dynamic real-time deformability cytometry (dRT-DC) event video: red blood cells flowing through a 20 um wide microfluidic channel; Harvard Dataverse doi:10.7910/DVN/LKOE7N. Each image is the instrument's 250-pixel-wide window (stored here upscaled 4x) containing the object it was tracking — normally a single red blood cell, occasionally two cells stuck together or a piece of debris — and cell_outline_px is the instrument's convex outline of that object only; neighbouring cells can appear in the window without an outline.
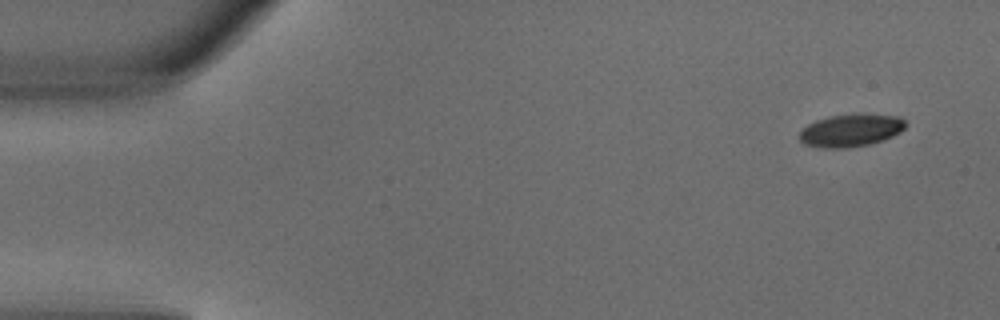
{"species": "common noctule bat (a hibernating species)", "species_latin": "Nyctalus noctula", "temperature_condition": "warm", "stored_images_in_passage": 4, "camera_frame_rate_fps": 3000, "um_per_image_px": 0.085, "animal": {"sex": "male", "body_mass_g": 18.8}, "frame": {"image": 1, "passage_image": 1, "time_ms": 0.0, "image_size_px": [1000, 320], "cell_outline_px": [[908, 124], [900, 132], [884, 140], [868, 144], [844, 148], [820, 148], [804, 144], [800, 140], [800, 132], [808, 124], [816, 120], [828, 116], [852, 112], [860, 112], [900, 116]], "centroid_in_image_um": [72.35, 11.04], "position_along_channel_um": 12.7, "area_um2": 20.69}}
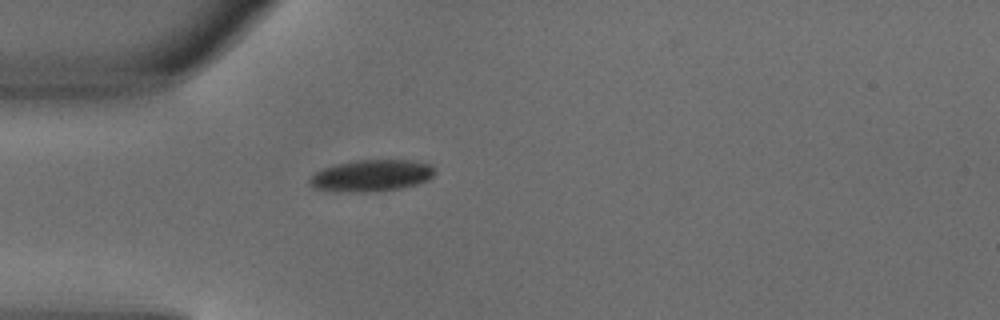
{"frame": {"image": 2, "passage_image": 4, "time_ms": 1.0, "image_size_px": [1000, 320], "cell_outline_px": [[436, 172], [428, 180], [416, 184], [400, 188], [376, 192], [336, 192], [312, 188], [308, 184], [308, 180], [316, 172], [324, 168], [336, 164], [356, 160], [412, 160], [432, 164]], "centroid_in_image_um": [31.56, 14.94], "position_along_channel_um": 53.4, "area_um2": 23.41}}